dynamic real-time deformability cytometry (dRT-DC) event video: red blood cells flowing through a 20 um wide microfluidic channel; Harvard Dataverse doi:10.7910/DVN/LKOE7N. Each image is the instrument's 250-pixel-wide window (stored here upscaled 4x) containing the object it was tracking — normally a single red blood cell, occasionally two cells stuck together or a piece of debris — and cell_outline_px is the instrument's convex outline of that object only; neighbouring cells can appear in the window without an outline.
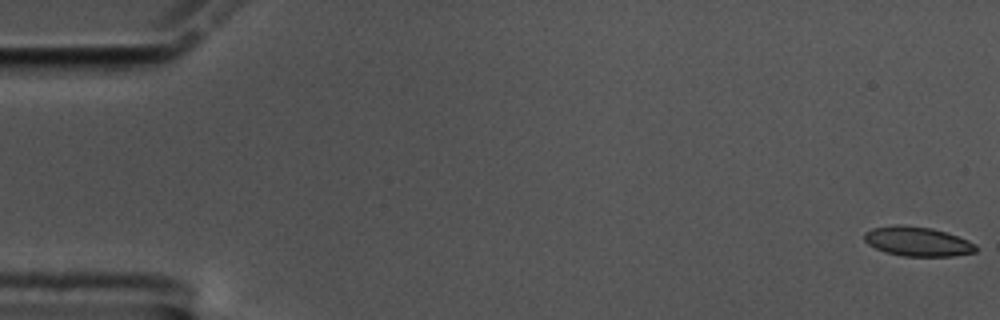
{"species": "common noctule bat (a hibernating species)", "species_latin": "Nyctalus noctula", "temperature_condition": "cold", "stored_images_in_passage": 58, "camera_frame_rate_fps": 3000, "um_per_image_px": 0.085, "animal": {"sex": "male", "body_mass_g": 17.5, "forearm_length_mm": 52.3}, "frame": {"image": 1, "passage_image": 1, "time_ms": 0.0, "image_size_px": [1000, 320], "cell_outline_px": [[976, 252], [952, 256], [904, 256], [884, 252], [868, 244], [864, 240], [864, 232], [872, 228], [896, 224], [904, 224], [932, 228], [968, 240], [976, 244]], "centroid_in_image_um": [77.96, 20.52], "position_along_channel_um": 7.0, "area_um2": 19.19}}
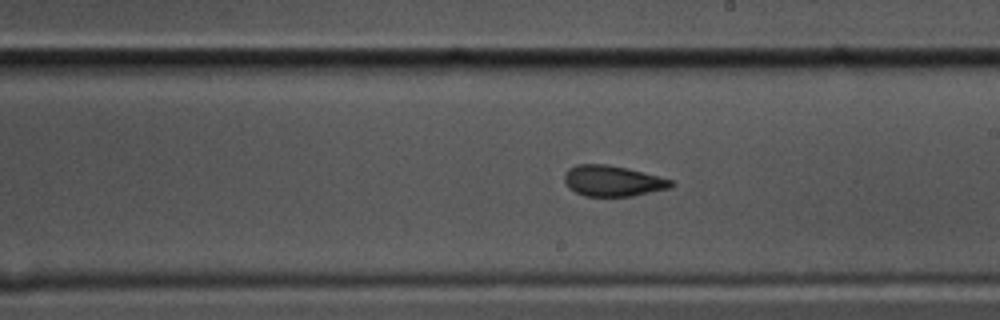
{"frame": {"image": 2, "passage_image": 33, "time_ms": 10.667, "image_size_px": [1000, 320], "cell_outline_px": [[676, 184], [672, 188], [632, 196], [584, 196], [568, 188], [564, 180], [564, 172], [568, 168], [576, 164], [608, 164], [628, 168], [672, 180]], "centroid_in_image_um": [52.07, 15.37], "position_along_channel_um": 236.9, "area_um2": 19.36}}
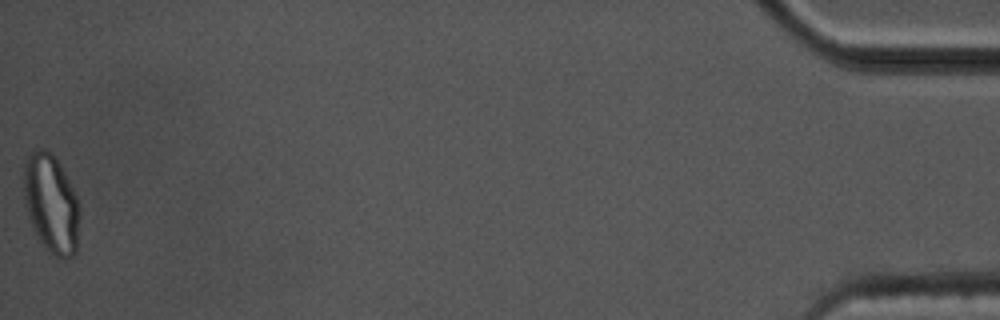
{"frame": {"image": 3, "passage_image": 58, "time_ms": 19.0, "image_size_px": [1000, 320], "cell_outline_px": [[80, 216], [76, 252], [72, 256], [64, 260], [56, 256], [44, 248], [28, 216], [24, 204], [24, 160], [32, 148], [44, 148], [52, 152], [56, 156], [76, 196], [80, 208]], "centroid_in_image_um": [4.35, 17.27], "position_along_channel_um": 430.9, "area_um2": 32.54}, "authors_computed_cell_mechanics": {"area_um2": 19.8254, "velocity_mm_per_s": 3.5022, "shape_relaxation_time_tau1_ms": null, "shape_relaxation_time_tau2_ms": 2.495, "deformation_change_tau1": null, "deformation_change_tau2": 0.0866}}